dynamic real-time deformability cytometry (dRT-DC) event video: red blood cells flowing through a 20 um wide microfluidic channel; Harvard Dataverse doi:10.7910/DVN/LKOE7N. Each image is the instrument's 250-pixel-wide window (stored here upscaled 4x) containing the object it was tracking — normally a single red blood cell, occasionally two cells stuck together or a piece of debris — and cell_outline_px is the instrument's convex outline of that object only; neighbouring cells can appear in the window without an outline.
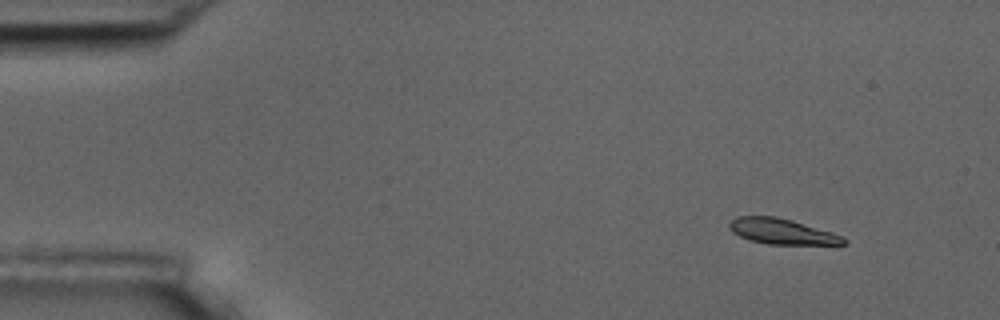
{"species": "common noctule bat (a hibernating species)", "species_latin": "Nyctalus noctula", "temperature_condition": "room temperature", "stored_images_in_passage": 4, "camera_frame_rate_fps": 3000, "um_per_image_px": 0.085, "animal": {"sex": "male", "body_mass_g": 17.5, "forearm_length_mm": 52.3}, "frame": {"image": 1, "passage_image": 1, "time_ms": 0.0, "image_size_px": [1000, 320], "cell_outline_px": [[848, 244], [768, 244], [752, 240], [740, 236], [732, 232], [728, 228], [728, 224], [736, 216], [776, 216], [792, 220], [832, 232], [844, 236], [848, 240]], "centroid_in_image_um": [66.48, 19.66], "position_along_channel_um": 18.5, "area_um2": 16.99}}
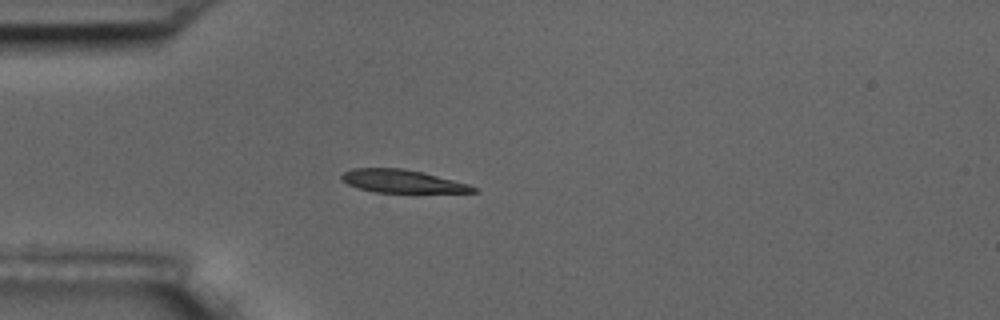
{"frame": {"image": 2, "passage_image": 3, "time_ms": 3.333, "image_size_px": [1000, 320], "cell_outline_px": [[480, 192], [376, 192], [360, 188], [348, 184], [340, 180], [340, 176], [344, 172], [352, 168], [404, 168], [468, 184], [480, 188]], "centroid_in_image_um": [34.17, 15.4], "position_along_channel_um": 50.8, "area_um2": 17.4}}